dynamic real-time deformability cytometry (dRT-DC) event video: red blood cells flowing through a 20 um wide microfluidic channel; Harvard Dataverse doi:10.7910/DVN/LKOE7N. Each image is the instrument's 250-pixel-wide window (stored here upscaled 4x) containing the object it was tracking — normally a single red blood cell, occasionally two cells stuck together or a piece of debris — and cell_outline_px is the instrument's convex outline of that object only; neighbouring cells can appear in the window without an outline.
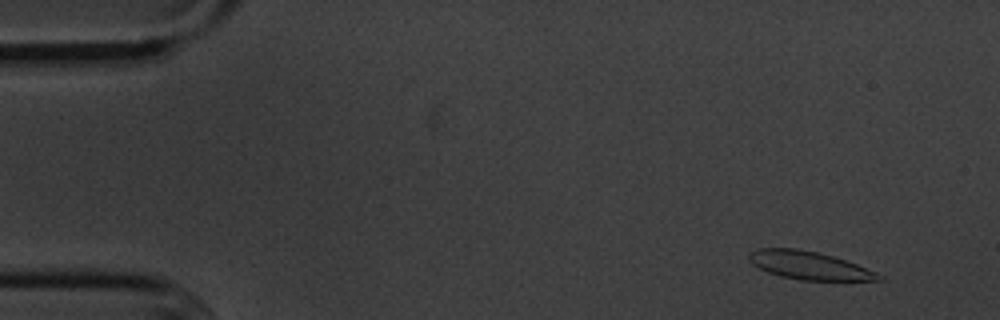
{"species": "common noctule bat (a hibernating species)", "species_latin": "Nyctalus noctula", "temperature_condition": "cold", "stored_images_in_passage": 56, "camera_frame_rate_fps": 3000, "um_per_image_px": 0.085, "animal": {"sex": "male", "body_mass_g": 20.1, "forearm_length_mm": 53.5}, "frame": {"image": 1, "passage_image": 5, "time_ms": 1.333, "image_size_px": [1000, 320], "cell_outline_px": [[884, 280], [800, 280], [780, 276], [768, 272], [752, 264], [748, 260], [748, 252], [756, 248], [796, 248], [816, 252], [832, 256], [856, 264], [876, 272], [884, 276]], "centroid_in_image_um": [68.73, 22.55], "position_along_channel_um": 16.3, "area_um2": 21.15}}
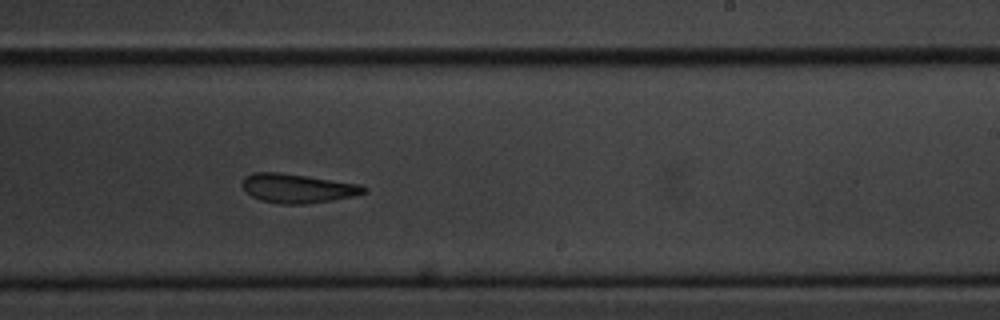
{"frame": {"image": 2, "passage_image": 34, "time_ms": 11.0, "image_size_px": [1000, 320], "cell_outline_px": [[368, 192], [352, 196], [332, 200], [304, 204], [280, 204], [260, 200], [252, 196], [244, 188], [244, 176], [252, 172], [280, 172], [360, 184], [368, 188]], "centroid_in_image_um": [25.32, 16.0], "position_along_channel_um": 263.7, "area_um2": 20.52}}
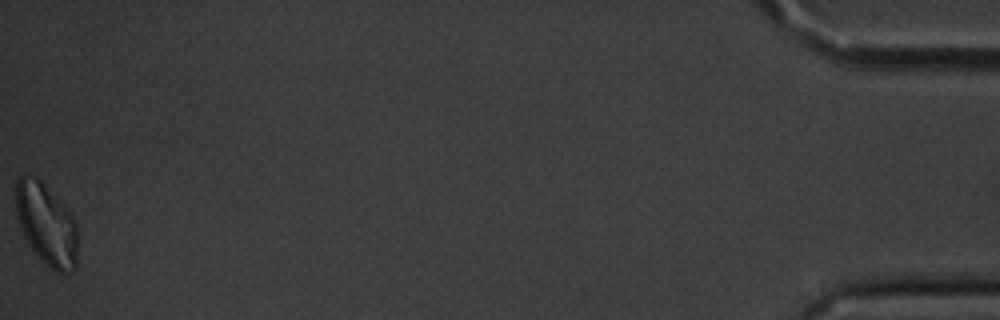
{"frame": {"image": 3, "passage_image": 56, "time_ms": 18.333, "image_size_px": [1000, 320], "cell_outline_px": [[76, 268], [72, 272], [64, 276], [56, 272], [32, 248], [24, 236], [20, 228], [16, 216], [16, 180], [20, 172], [24, 172], [36, 176], [68, 208], [76, 220]], "centroid_in_image_um": [3.94, 19.01], "position_along_channel_um": 431.3, "area_um2": 29.77}, "authors_computed_cell_mechanics": {"area_um2": 21.7328, "velocity_mm_per_s": 3.5891, "shape_relaxation_time_tau1_ms": 3.7403, "shape_relaxation_time_tau2_ms": 3.5058, "deformation_change_tau1": 0.1186, "deformation_change_tau2": 0.1232}}